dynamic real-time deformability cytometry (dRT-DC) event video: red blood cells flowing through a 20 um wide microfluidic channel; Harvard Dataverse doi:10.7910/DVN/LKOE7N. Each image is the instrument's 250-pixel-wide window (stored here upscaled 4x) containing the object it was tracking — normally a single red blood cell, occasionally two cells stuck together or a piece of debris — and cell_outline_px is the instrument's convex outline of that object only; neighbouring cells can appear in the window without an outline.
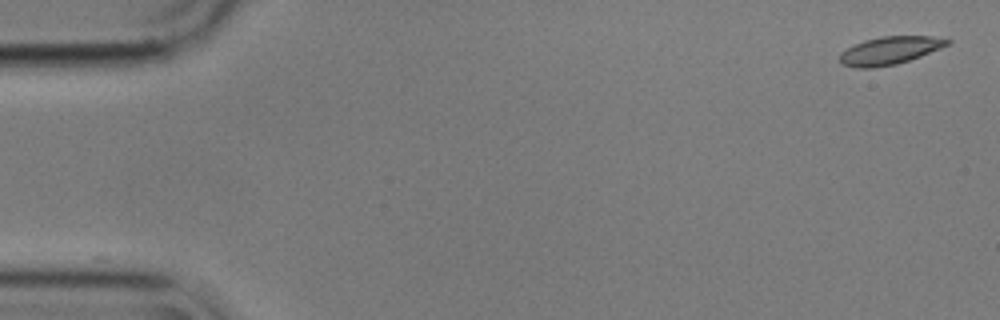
{"species": "common noctule bat (a hibernating species)", "species_latin": "Nyctalus noctula", "temperature_condition": "cold", "stored_images_in_passage": 14, "camera_frame_rate_fps": 3000, "um_per_image_px": 0.085, "animal": {"sex": "male", "body_mass_g": 17.9}, "frame": {"image": 1, "passage_image": 1, "time_ms": 0.0, "image_size_px": [1000, 320], "cell_outline_px": [[952, 40], [948, 44], [940, 48], [920, 56], [896, 64], [872, 68], [856, 68], [840, 64], [840, 52], [864, 40], [880, 36], [932, 36]], "centroid_in_image_um": [75.6, 4.29], "position_along_channel_um": 9.4, "area_um2": 17.34}}
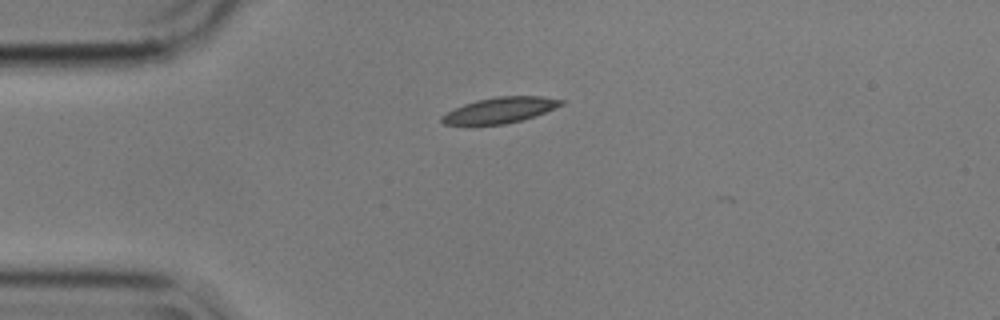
{"frame": {"image": 2, "passage_image": 13, "time_ms": 4.0, "image_size_px": [1000, 320], "cell_outline_px": [[564, 104], [544, 112], [520, 120], [504, 124], [464, 128], [444, 124], [440, 120], [440, 116], [464, 104], [476, 100], [496, 96], [540, 96], [564, 100]], "centroid_in_image_um": [42.38, 9.41], "position_along_channel_um": 42.6, "area_um2": 18.38}}